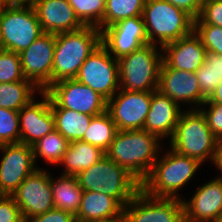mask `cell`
<instances>
[{"label": "cell", "mask_w": 222, "mask_h": 222, "mask_svg": "<svg viewBox=\"0 0 222 222\" xmlns=\"http://www.w3.org/2000/svg\"><path fill=\"white\" fill-rule=\"evenodd\" d=\"M104 156L105 152L97 146L83 141H73L69 143L67 151L59 164L65 167L63 174L77 176Z\"/></svg>", "instance_id": "24"}, {"label": "cell", "mask_w": 222, "mask_h": 222, "mask_svg": "<svg viewBox=\"0 0 222 222\" xmlns=\"http://www.w3.org/2000/svg\"><path fill=\"white\" fill-rule=\"evenodd\" d=\"M159 141L156 135L144 129L118 130L105 155L141 183L150 173L163 148Z\"/></svg>", "instance_id": "1"}, {"label": "cell", "mask_w": 222, "mask_h": 222, "mask_svg": "<svg viewBox=\"0 0 222 222\" xmlns=\"http://www.w3.org/2000/svg\"><path fill=\"white\" fill-rule=\"evenodd\" d=\"M218 222H222V214L220 215Z\"/></svg>", "instance_id": "49"}, {"label": "cell", "mask_w": 222, "mask_h": 222, "mask_svg": "<svg viewBox=\"0 0 222 222\" xmlns=\"http://www.w3.org/2000/svg\"><path fill=\"white\" fill-rule=\"evenodd\" d=\"M24 79L20 54L5 49L0 51V83L23 81Z\"/></svg>", "instance_id": "32"}, {"label": "cell", "mask_w": 222, "mask_h": 222, "mask_svg": "<svg viewBox=\"0 0 222 222\" xmlns=\"http://www.w3.org/2000/svg\"><path fill=\"white\" fill-rule=\"evenodd\" d=\"M32 6L43 32L59 34L75 31L84 26L67 0H34Z\"/></svg>", "instance_id": "21"}, {"label": "cell", "mask_w": 222, "mask_h": 222, "mask_svg": "<svg viewBox=\"0 0 222 222\" xmlns=\"http://www.w3.org/2000/svg\"><path fill=\"white\" fill-rule=\"evenodd\" d=\"M0 222H25L11 195H0Z\"/></svg>", "instance_id": "38"}, {"label": "cell", "mask_w": 222, "mask_h": 222, "mask_svg": "<svg viewBox=\"0 0 222 222\" xmlns=\"http://www.w3.org/2000/svg\"><path fill=\"white\" fill-rule=\"evenodd\" d=\"M51 110L55 130L60 132L70 143L81 141L93 116L61 107H51Z\"/></svg>", "instance_id": "26"}, {"label": "cell", "mask_w": 222, "mask_h": 222, "mask_svg": "<svg viewBox=\"0 0 222 222\" xmlns=\"http://www.w3.org/2000/svg\"><path fill=\"white\" fill-rule=\"evenodd\" d=\"M162 61L170 68L195 73L206 59L207 50L193 31L161 47Z\"/></svg>", "instance_id": "19"}, {"label": "cell", "mask_w": 222, "mask_h": 222, "mask_svg": "<svg viewBox=\"0 0 222 222\" xmlns=\"http://www.w3.org/2000/svg\"><path fill=\"white\" fill-rule=\"evenodd\" d=\"M99 222H125V221H124V217H119V218H115V219H111L107 221H99Z\"/></svg>", "instance_id": "45"}, {"label": "cell", "mask_w": 222, "mask_h": 222, "mask_svg": "<svg viewBox=\"0 0 222 222\" xmlns=\"http://www.w3.org/2000/svg\"><path fill=\"white\" fill-rule=\"evenodd\" d=\"M41 92L30 80L0 83V108L19 111Z\"/></svg>", "instance_id": "27"}, {"label": "cell", "mask_w": 222, "mask_h": 222, "mask_svg": "<svg viewBox=\"0 0 222 222\" xmlns=\"http://www.w3.org/2000/svg\"><path fill=\"white\" fill-rule=\"evenodd\" d=\"M4 50V45L2 42V36H1V32H0V51Z\"/></svg>", "instance_id": "47"}, {"label": "cell", "mask_w": 222, "mask_h": 222, "mask_svg": "<svg viewBox=\"0 0 222 222\" xmlns=\"http://www.w3.org/2000/svg\"><path fill=\"white\" fill-rule=\"evenodd\" d=\"M199 88L202 95L208 99L214 92L215 88L220 84L218 75L215 71L214 53L207 52L206 59L201 67L195 72Z\"/></svg>", "instance_id": "33"}, {"label": "cell", "mask_w": 222, "mask_h": 222, "mask_svg": "<svg viewBox=\"0 0 222 222\" xmlns=\"http://www.w3.org/2000/svg\"><path fill=\"white\" fill-rule=\"evenodd\" d=\"M83 191L104 193L125 207L141 189V183L106 155L76 176Z\"/></svg>", "instance_id": "5"}, {"label": "cell", "mask_w": 222, "mask_h": 222, "mask_svg": "<svg viewBox=\"0 0 222 222\" xmlns=\"http://www.w3.org/2000/svg\"><path fill=\"white\" fill-rule=\"evenodd\" d=\"M183 216L182 199L152 197L141 189L123 208L125 222H179Z\"/></svg>", "instance_id": "11"}, {"label": "cell", "mask_w": 222, "mask_h": 222, "mask_svg": "<svg viewBox=\"0 0 222 222\" xmlns=\"http://www.w3.org/2000/svg\"><path fill=\"white\" fill-rule=\"evenodd\" d=\"M209 109H207V106ZM205 108L200 110L206 117V121L210 131L216 136V138L222 141V104L210 102L208 99L202 104ZM207 110V111H206Z\"/></svg>", "instance_id": "37"}, {"label": "cell", "mask_w": 222, "mask_h": 222, "mask_svg": "<svg viewBox=\"0 0 222 222\" xmlns=\"http://www.w3.org/2000/svg\"><path fill=\"white\" fill-rule=\"evenodd\" d=\"M215 71L218 75V81H222V56L214 54Z\"/></svg>", "instance_id": "42"}, {"label": "cell", "mask_w": 222, "mask_h": 222, "mask_svg": "<svg viewBox=\"0 0 222 222\" xmlns=\"http://www.w3.org/2000/svg\"><path fill=\"white\" fill-rule=\"evenodd\" d=\"M51 177V191L55 208L74 216L78 213L83 189L75 175L62 174L57 180Z\"/></svg>", "instance_id": "25"}, {"label": "cell", "mask_w": 222, "mask_h": 222, "mask_svg": "<svg viewBox=\"0 0 222 222\" xmlns=\"http://www.w3.org/2000/svg\"><path fill=\"white\" fill-rule=\"evenodd\" d=\"M142 18L148 42L159 49L194 31V18L165 0H145Z\"/></svg>", "instance_id": "6"}, {"label": "cell", "mask_w": 222, "mask_h": 222, "mask_svg": "<svg viewBox=\"0 0 222 222\" xmlns=\"http://www.w3.org/2000/svg\"><path fill=\"white\" fill-rule=\"evenodd\" d=\"M20 143L18 111L0 108V145Z\"/></svg>", "instance_id": "34"}, {"label": "cell", "mask_w": 222, "mask_h": 222, "mask_svg": "<svg viewBox=\"0 0 222 222\" xmlns=\"http://www.w3.org/2000/svg\"><path fill=\"white\" fill-rule=\"evenodd\" d=\"M101 44L117 60L149 44L142 16L129 17L103 28Z\"/></svg>", "instance_id": "16"}, {"label": "cell", "mask_w": 222, "mask_h": 222, "mask_svg": "<svg viewBox=\"0 0 222 222\" xmlns=\"http://www.w3.org/2000/svg\"><path fill=\"white\" fill-rule=\"evenodd\" d=\"M193 108L194 106L189 111L185 110L181 113L169 142L170 149L197 159L200 163L208 160L207 158L215 163L221 142L210 131L202 111Z\"/></svg>", "instance_id": "2"}, {"label": "cell", "mask_w": 222, "mask_h": 222, "mask_svg": "<svg viewBox=\"0 0 222 222\" xmlns=\"http://www.w3.org/2000/svg\"><path fill=\"white\" fill-rule=\"evenodd\" d=\"M117 132L118 129L111 119L110 114L105 111L100 115L92 117L89 128L81 141L97 146L106 152Z\"/></svg>", "instance_id": "28"}, {"label": "cell", "mask_w": 222, "mask_h": 222, "mask_svg": "<svg viewBox=\"0 0 222 222\" xmlns=\"http://www.w3.org/2000/svg\"><path fill=\"white\" fill-rule=\"evenodd\" d=\"M146 44L118 59L120 89L135 92H153L158 89L162 64V49Z\"/></svg>", "instance_id": "7"}, {"label": "cell", "mask_w": 222, "mask_h": 222, "mask_svg": "<svg viewBox=\"0 0 222 222\" xmlns=\"http://www.w3.org/2000/svg\"><path fill=\"white\" fill-rule=\"evenodd\" d=\"M75 79L108 101L120 89L118 61L100 43L84 61Z\"/></svg>", "instance_id": "9"}, {"label": "cell", "mask_w": 222, "mask_h": 222, "mask_svg": "<svg viewBox=\"0 0 222 222\" xmlns=\"http://www.w3.org/2000/svg\"><path fill=\"white\" fill-rule=\"evenodd\" d=\"M7 4H32L34 0H5Z\"/></svg>", "instance_id": "44"}, {"label": "cell", "mask_w": 222, "mask_h": 222, "mask_svg": "<svg viewBox=\"0 0 222 222\" xmlns=\"http://www.w3.org/2000/svg\"><path fill=\"white\" fill-rule=\"evenodd\" d=\"M180 109V105L169 96L159 90L153 91L143 129L156 135L161 141L168 136L171 139L182 113Z\"/></svg>", "instance_id": "22"}, {"label": "cell", "mask_w": 222, "mask_h": 222, "mask_svg": "<svg viewBox=\"0 0 222 222\" xmlns=\"http://www.w3.org/2000/svg\"><path fill=\"white\" fill-rule=\"evenodd\" d=\"M208 100L213 103L222 104V81L215 88L214 92L211 94Z\"/></svg>", "instance_id": "41"}, {"label": "cell", "mask_w": 222, "mask_h": 222, "mask_svg": "<svg viewBox=\"0 0 222 222\" xmlns=\"http://www.w3.org/2000/svg\"><path fill=\"white\" fill-rule=\"evenodd\" d=\"M165 1H168L177 8L184 10L185 12L190 14L194 19L198 18L203 4V0H165Z\"/></svg>", "instance_id": "40"}, {"label": "cell", "mask_w": 222, "mask_h": 222, "mask_svg": "<svg viewBox=\"0 0 222 222\" xmlns=\"http://www.w3.org/2000/svg\"><path fill=\"white\" fill-rule=\"evenodd\" d=\"M74 9L76 17L84 26L103 29L105 1L103 0H67Z\"/></svg>", "instance_id": "31"}, {"label": "cell", "mask_w": 222, "mask_h": 222, "mask_svg": "<svg viewBox=\"0 0 222 222\" xmlns=\"http://www.w3.org/2000/svg\"><path fill=\"white\" fill-rule=\"evenodd\" d=\"M4 153L0 162V195H12L37 168L32 146L23 143L0 145Z\"/></svg>", "instance_id": "15"}, {"label": "cell", "mask_w": 222, "mask_h": 222, "mask_svg": "<svg viewBox=\"0 0 222 222\" xmlns=\"http://www.w3.org/2000/svg\"><path fill=\"white\" fill-rule=\"evenodd\" d=\"M51 174L37 169L11 195L19 206L25 222L55 208L51 191Z\"/></svg>", "instance_id": "12"}, {"label": "cell", "mask_w": 222, "mask_h": 222, "mask_svg": "<svg viewBox=\"0 0 222 222\" xmlns=\"http://www.w3.org/2000/svg\"><path fill=\"white\" fill-rule=\"evenodd\" d=\"M69 143L57 130L48 133L32 145L35 164L38 157L44 158L49 164H59Z\"/></svg>", "instance_id": "29"}, {"label": "cell", "mask_w": 222, "mask_h": 222, "mask_svg": "<svg viewBox=\"0 0 222 222\" xmlns=\"http://www.w3.org/2000/svg\"><path fill=\"white\" fill-rule=\"evenodd\" d=\"M40 94L42 101L33 98L18 111L20 143L29 146L55 130L50 97L44 91Z\"/></svg>", "instance_id": "17"}, {"label": "cell", "mask_w": 222, "mask_h": 222, "mask_svg": "<svg viewBox=\"0 0 222 222\" xmlns=\"http://www.w3.org/2000/svg\"><path fill=\"white\" fill-rule=\"evenodd\" d=\"M7 3H6V1L5 0H0V8L2 7V6H4V5H6Z\"/></svg>", "instance_id": "48"}, {"label": "cell", "mask_w": 222, "mask_h": 222, "mask_svg": "<svg viewBox=\"0 0 222 222\" xmlns=\"http://www.w3.org/2000/svg\"><path fill=\"white\" fill-rule=\"evenodd\" d=\"M184 216L195 222H218L222 214V181L217 177L202 184L188 201L182 199Z\"/></svg>", "instance_id": "20"}, {"label": "cell", "mask_w": 222, "mask_h": 222, "mask_svg": "<svg viewBox=\"0 0 222 222\" xmlns=\"http://www.w3.org/2000/svg\"><path fill=\"white\" fill-rule=\"evenodd\" d=\"M157 90L179 105L181 102L194 104L197 109L207 100L201 93L195 73L170 68L163 61Z\"/></svg>", "instance_id": "18"}, {"label": "cell", "mask_w": 222, "mask_h": 222, "mask_svg": "<svg viewBox=\"0 0 222 222\" xmlns=\"http://www.w3.org/2000/svg\"><path fill=\"white\" fill-rule=\"evenodd\" d=\"M194 31L200 37L207 52L222 56V27L212 24H194Z\"/></svg>", "instance_id": "35"}, {"label": "cell", "mask_w": 222, "mask_h": 222, "mask_svg": "<svg viewBox=\"0 0 222 222\" xmlns=\"http://www.w3.org/2000/svg\"><path fill=\"white\" fill-rule=\"evenodd\" d=\"M179 222H195V221L187 219L185 216H183Z\"/></svg>", "instance_id": "46"}, {"label": "cell", "mask_w": 222, "mask_h": 222, "mask_svg": "<svg viewBox=\"0 0 222 222\" xmlns=\"http://www.w3.org/2000/svg\"><path fill=\"white\" fill-rule=\"evenodd\" d=\"M123 206L111 196L83 191L76 222H99L123 217Z\"/></svg>", "instance_id": "23"}, {"label": "cell", "mask_w": 222, "mask_h": 222, "mask_svg": "<svg viewBox=\"0 0 222 222\" xmlns=\"http://www.w3.org/2000/svg\"><path fill=\"white\" fill-rule=\"evenodd\" d=\"M101 43V31L94 26L56 34L52 84L75 79L84 61Z\"/></svg>", "instance_id": "3"}, {"label": "cell", "mask_w": 222, "mask_h": 222, "mask_svg": "<svg viewBox=\"0 0 222 222\" xmlns=\"http://www.w3.org/2000/svg\"><path fill=\"white\" fill-rule=\"evenodd\" d=\"M194 24H212L222 27V0H203L200 14Z\"/></svg>", "instance_id": "36"}, {"label": "cell", "mask_w": 222, "mask_h": 222, "mask_svg": "<svg viewBox=\"0 0 222 222\" xmlns=\"http://www.w3.org/2000/svg\"><path fill=\"white\" fill-rule=\"evenodd\" d=\"M201 164L197 159L171 149L161 159L157 158L141 182V190L152 197L182 199L178 190L193 178Z\"/></svg>", "instance_id": "4"}, {"label": "cell", "mask_w": 222, "mask_h": 222, "mask_svg": "<svg viewBox=\"0 0 222 222\" xmlns=\"http://www.w3.org/2000/svg\"><path fill=\"white\" fill-rule=\"evenodd\" d=\"M44 92L50 97L51 107L66 108L92 116L107 111V100L76 79L58 81Z\"/></svg>", "instance_id": "10"}, {"label": "cell", "mask_w": 222, "mask_h": 222, "mask_svg": "<svg viewBox=\"0 0 222 222\" xmlns=\"http://www.w3.org/2000/svg\"><path fill=\"white\" fill-rule=\"evenodd\" d=\"M214 165L222 172V151L218 153V156L216 157ZM221 176V177H220ZM218 176V178L222 181V175Z\"/></svg>", "instance_id": "43"}, {"label": "cell", "mask_w": 222, "mask_h": 222, "mask_svg": "<svg viewBox=\"0 0 222 222\" xmlns=\"http://www.w3.org/2000/svg\"><path fill=\"white\" fill-rule=\"evenodd\" d=\"M56 34L44 32L20 54L23 76L39 90L52 85V67Z\"/></svg>", "instance_id": "13"}, {"label": "cell", "mask_w": 222, "mask_h": 222, "mask_svg": "<svg viewBox=\"0 0 222 222\" xmlns=\"http://www.w3.org/2000/svg\"><path fill=\"white\" fill-rule=\"evenodd\" d=\"M145 0H106L103 28L120 20L142 16Z\"/></svg>", "instance_id": "30"}, {"label": "cell", "mask_w": 222, "mask_h": 222, "mask_svg": "<svg viewBox=\"0 0 222 222\" xmlns=\"http://www.w3.org/2000/svg\"><path fill=\"white\" fill-rule=\"evenodd\" d=\"M117 93L107 101V112L117 129L122 131L143 129L150 110L152 92L119 89Z\"/></svg>", "instance_id": "14"}, {"label": "cell", "mask_w": 222, "mask_h": 222, "mask_svg": "<svg viewBox=\"0 0 222 222\" xmlns=\"http://www.w3.org/2000/svg\"><path fill=\"white\" fill-rule=\"evenodd\" d=\"M0 32L4 49L15 53H21L44 33L32 4L2 6Z\"/></svg>", "instance_id": "8"}, {"label": "cell", "mask_w": 222, "mask_h": 222, "mask_svg": "<svg viewBox=\"0 0 222 222\" xmlns=\"http://www.w3.org/2000/svg\"><path fill=\"white\" fill-rule=\"evenodd\" d=\"M27 222H76L75 216L57 208L50 209L44 214L35 216Z\"/></svg>", "instance_id": "39"}]
</instances>
